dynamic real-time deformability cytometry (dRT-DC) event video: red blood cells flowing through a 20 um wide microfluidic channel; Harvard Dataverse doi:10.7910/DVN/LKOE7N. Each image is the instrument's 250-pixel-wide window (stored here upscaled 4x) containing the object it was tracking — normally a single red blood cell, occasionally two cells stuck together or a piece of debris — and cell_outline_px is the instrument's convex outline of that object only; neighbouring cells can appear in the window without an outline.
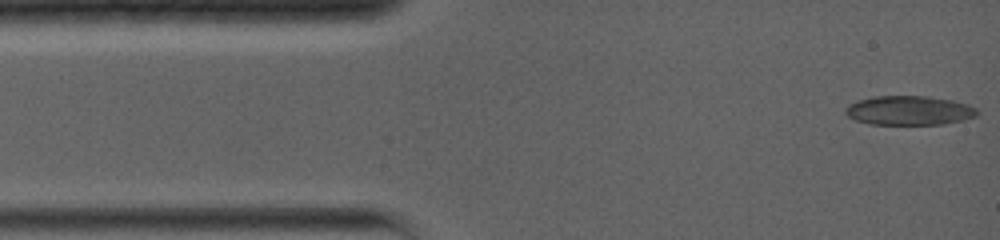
{"species": "common noctule bat (a hibernating species)", "species_latin": "Nyctalus noctula", "temperature_condition": "warm", "stored_images_in_passage": 71, "camera_frame_rate_fps": 5000, "um_per_image_px": 0.085, "animal": {"sex": "female", "body_mass_g": 19.0, "forearm_length_mm": 56.7}, "frame": {"image": 1, "passage_image": 1, "time_ms": 0.0, "image_size_px": [1000, 240], "cell_outline_px": [[976, 116], [960, 120], [940, 124], [868, 124], [856, 120], [848, 116], [844, 112], [844, 108], [848, 104], [872, 96], [928, 96], [952, 100], [968, 104], [976, 108]], "centroid_in_image_um": [77.22, 9.38], "position_along_channel_um": 7.8, "area_um2": 22.31}}
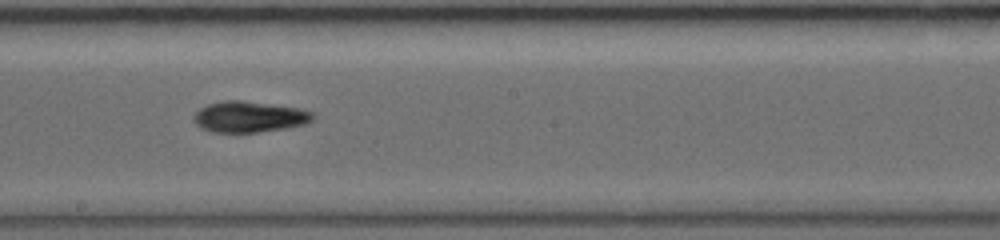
{"frame": {"image": 2, "passage_image": 28, "time_ms": 7.4, "image_size_px": [1000, 240], "cell_outline_px": [[316, 116], [308, 124], [284, 128], [256, 132], [212, 132], [200, 128], [192, 120], [192, 116], [200, 108], [208, 104], [224, 100], [240, 100], [296, 108], [312, 112]], "centroid_in_image_um": [21.15, 9.93], "position_along_channel_um": 227.1, "area_um2": 21.44}}
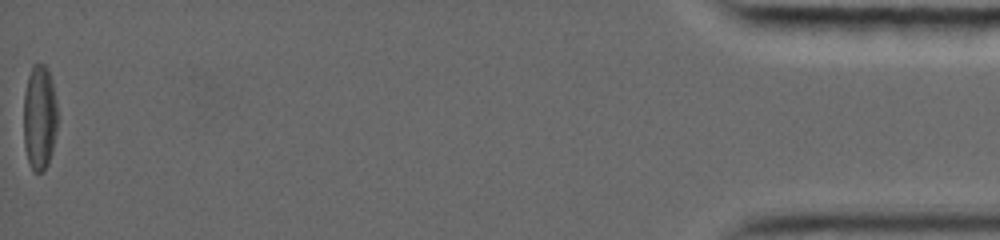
{"frame": {"image": 3, "passage_image": 71, "time_ms": 16.2, "image_size_px": [1000, 240], "cell_outline_px": [[56, 132], [48, 164], [44, 172], [32, 172], [28, 160], [24, 144], [24, 92], [28, 76], [32, 64], [44, 64], [48, 68], [52, 80], [56, 100]], "centroid_in_image_um": [3.35, 9.97], "position_along_channel_um": 431.9, "area_um2": 20.87}, "authors_computed_cell_mechanics": {"area_um2": 21.0392, "velocity_mm_per_s": 3.9237, "shape_relaxation_time_tau1_ms": 3.5522, "shape_relaxation_time_tau2_ms": null, "deformation_change_tau1": 0.1578, "deformation_change_tau2": null}}